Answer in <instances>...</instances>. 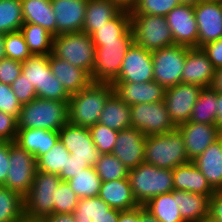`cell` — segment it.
<instances>
[{"mask_svg":"<svg viewBox=\"0 0 222 222\" xmlns=\"http://www.w3.org/2000/svg\"><path fill=\"white\" fill-rule=\"evenodd\" d=\"M79 197L71 189L66 181H62L57 187V196L54 203L53 214L73 213L76 209Z\"/></svg>","mask_w":222,"mask_h":222,"instance_id":"f6af8a7d","label":"cell"},{"mask_svg":"<svg viewBox=\"0 0 222 222\" xmlns=\"http://www.w3.org/2000/svg\"><path fill=\"white\" fill-rule=\"evenodd\" d=\"M22 74V62L4 58L0 61V82L6 85L12 83Z\"/></svg>","mask_w":222,"mask_h":222,"instance_id":"c3c4849f","label":"cell"},{"mask_svg":"<svg viewBox=\"0 0 222 222\" xmlns=\"http://www.w3.org/2000/svg\"><path fill=\"white\" fill-rule=\"evenodd\" d=\"M22 105L14 95L12 87L0 82V111L18 118Z\"/></svg>","mask_w":222,"mask_h":222,"instance_id":"bcb514c9","label":"cell"},{"mask_svg":"<svg viewBox=\"0 0 222 222\" xmlns=\"http://www.w3.org/2000/svg\"><path fill=\"white\" fill-rule=\"evenodd\" d=\"M22 74L34 86L38 98L69 101L70 95L52 74L49 55H31L22 63Z\"/></svg>","mask_w":222,"mask_h":222,"instance_id":"ba28073f","label":"cell"},{"mask_svg":"<svg viewBox=\"0 0 222 222\" xmlns=\"http://www.w3.org/2000/svg\"><path fill=\"white\" fill-rule=\"evenodd\" d=\"M87 167L90 166L86 161L76 159L72 154H70L69 158H67L66 167L62 169L58 176L62 181L67 182Z\"/></svg>","mask_w":222,"mask_h":222,"instance_id":"f907efd6","label":"cell"},{"mask_svg":"<svg viewBox=\"0 0 222 222\" xmlns=\"http://www.w3.org/2000/svg\"><path fill=\"white\" fill-rule=\"evenodd\" d=\"M120 210L110 208L109 215H98L94 222H117L119 219Z\"/></svg>","mask_w":222,"mask_h":222,"instance_id":"6f0895ef","label":"cell"},{"mask_svg":"<svg viewBox=\"0 0 222 222\" xmlns=\"http://www.w3.org/2000/svg\"><path fill=\"white\" fill-rule=\"evenodd\" d=\"M177 129L184 139L185 151L190 161L201 155L221 135L217 125L205 123L188 121L177 126Z\"/></svg>","mask_w":222,"mask_h":222,"instance_id":"d6986e66","label":"cell"},{"mask_svg":"<svg viewBox=\"0 0 222 222\" xmlns=\"http://www.w3.org/2000/svg\"><path fill=\"white\" fill-rule=\"evenodd\" d=\"M209 216L222 222V191H216L209 198Z\"/></svg>","mask_w":222,"mask_h":222,"instance_id":"db71d44e","label":"cell"},{"mask_svg":"<svg viewBox=\"0 0 222 222\" xmlns=\"http://www.w3.org/2000/svg\"><path fill=\"white\" fill-rule=\"evenodd\" d=\"M217 92L209 88H203L190 117V122L216 125Z\"/></svg>","mask_w":222,"mask_h":222,"instance_id":"e575fe53","label":"cell"},{"mask_svg":"<svg viewBox=\"0 0 222 222\" xmlns=\"http://www.w3.org/2000/svg\"><path fill=\"white\" fill-rule=\"evenodd\" d=\"M9 167V141H0V186L6 181Z\"/></svg>","mask_w":222,"mask_h":222,"instance_id":"f5cc1de1","label":"cell"},{"mask_svg":"<svg viewBox=\"0 0 222 222\" xmlns=\"http://www.w3.org/2000/svg\"><path fill=\"white\" fill-rule=\"evenodd\" d=\"M177 190L153 197L143 207L159 222H185L179 212Z\"/></svg>","mask_w":222,"mask_h":222,"instance_id":"1f68e13d","label":"cell"},{"mask_svg":"<svg viewBox=\"0 0 222 222\" xmlns=\"http://www.w3.org/2000/svg\"><path fill=\"white\" fill-rule=\"evenodd\" d=\"M113 92L112 84L92 82L78 93L70 95L68 122L88 128L95 125L99 121L105 102Z\"/></svg>","mask_w":222,"mask_h":222,"instance_id":"6da1fadb","label":"cell"},{"mask_svg":"<svg viewBox=\"0 0 222 222\" xmlns=\"http://www.w3.org/2000/svg\"><path fill=\"white\" fill-rule=\"evenodd\" d=\"M114 92L127 105L164 101L166 89L156 81L113 82Z\"/></svg>","mask_w":222,"mask_h":222,"instance_id":"44dd1931","label":"cell"},{"mask_svg":"<svg viewBox=\"0 0 222 222\" xmlns=\"http://www.w3.org/2000/svg\"><path fill=\"white\" fill-rule=\"evenodd\" d=\"M21 222H42V220H31L24 217Z\"/></svg>","mask_w":222,"mask_h":222,"instance_id":"003e7915","label":"cell"},{"mask_svg":"<svg viewBox=\"0 0 222 222\" xmlns=\"http://www.w3.org/2000/svg\"><path fill=\"white\" fill-rule=\"evenodd\" d=\"M62 182L57 174L37 171L28 193L23 197L24 217L42 220L53 214L57 187Z\"/></svg>","mask_w":222,"mask_h":222,"instance_id":"8992f818","label":"cell"},{"mask_svg":"<svg viewBox=\"0 0 222 222\" xmlns=\"http://www.w3.org/2000/svg\"><path fill=\"white\" fill-rule=\"evenodd\" d=\"M203 87L188 83H179L166 89L164 102L171 121L177 127L190 120Z\"/></svg>","mask_w":222,"mask_h":222,"instance_id":"4fadbf2b","label":"cell"},{"mask_svg":"<svg viewBox=\"0 0 222 222\" xmlns=\"http://www.w3.org/2000/svg\"><path fill=\"white\" fill-rule=\"evenodd\" d=\"M89 130L99 154H111L118 137V131L101 123L89 127Z\"/></svg>","mask_w":222,"mask_h":222,"instance_id":"b9f144b4","label":"cell"},{"mask_svg":"<svg viewBox=\"0 0 222 222\" xmlns=\"http://www.w3.org/2000/svg\"><path fill=\"white\" fill-rule=\"evenodd\" d=\"M58 133L60 141L74 158L86 161L89 166L94 167L100 154L88 127L75 126L68 122Z\"/></svg>","mask_w":222,"mask_h":222,"instance_id":"e0dca14e","label":"cell"},{"mask_svg":"<svg viewBox=\"0 0 222 222\" xmlns=\"http://www.w3.org/2000/svg\"><path fill=\"white\" fill-rule=\"evenodd\" d=\"M185 222H202L209 215V198L202 194L177 190V203Z\"/></svg>","mask_w":222,"mask_h":222,"instance_id":"4dcf8cb0","label":"cell"},{"mask_svg":"<svg viewBox=\"0 0 222 222\" xmlns=\"http://www.w3.org/2000/svg\"><path fill=\"white\" fill-rule=\"evenodd\" d=\"M17 131V118L0 111V141L15 142Z\"/></svg>","mask_w":222,"mask_h":222,"instance_id":"681fc988","label":"cell"},{"mask_svg":"<svg viewBox=\"0 0 222 222\" xmlns=\"http://www.w3.org/2000/svg\"><path fill=\"white\" fill-rule=\"evenodd\" d=\"M130 115V106L113 92L105 102L98 123L119 132L132 127Z\"/></svg>","mask_w":222,"mask_h":222,"instance_id":"f546056e","label":"cell"},{"mask_svg":"<svg viewBox=\"0 0 222 222\" xmlns=\"http://www.w3.org/2000/svg\"><path fill=\"white\" fill-rule=\"evenodd\" d=\"M131 125L145 136L164 134L177 127L171 121L164 101L130 106Z\"/></svg>","mask_w":222,"mask_h":222,"instance_id":"7c38bea8","label":"cell"},{"mask_svg":"<svg viewBox=\"0 0 222 222\" xmlns=\"http://www.w3.org/2000/svg\"><path fill=\"white\" fill-rule=\"evenodd\" d=\"M17 143L37 160L41 155L48 152L59 140L57 131L45 129H17Z\"/></svg>","mask_w":222,"mask_h":222,"instance_id":"4316f807","label":"cell"},{"mask_svg":"<svg viewBox=\"0 0 222 222\" xmlns=\"http://www.w3.org/2000/svg\"><path fill=\"white\" fill-rule=\"evenodd\" d=\"M140 222H159L143 206H140Z\"/></svg>","mask_w":222,"mask_h":222,"instance_id":"6125c7cd","label":"cell"},{"mask_svg":"<svg viewBox=\"0 0 222 222\" xmlns=\"http://www.w3.org/2000/svg\"><path fill=\"white\" fill-rule=\"evenodd\" d=\"M9 165L3 187L24 197L30 190L38 171L37 161L33 155L22 149L17 143L9 142Z\"/></svg>","mask_w":222,"mask_h":222,"instance_id":"30bf717a","label":"cell"},{"mask_svg":"<svg viewBox=\"0 0 222 222\" xmlns=\"http://www.w3.org/2000/svg\"><path fill=\"white\" fill-rule=\"evenodd\" d=\"M23 218V197L15 191L0 186V222H21Z\"/></svg>","mask_w":222,"mask_h":222,"instance_id":"d590c367","label":"cell"},{"mask_svg":"<svg viewBox=\"0 0 222 222\" xmlns=\"http://www.w3.org/2000/svg\"><path fill=\"white\" fill-rule=\"evenodd\" d=\"M131 28L130 11L122 10L106 25L99 27L91 38L95 45H104V42L118 41Z\"/></svg>","mask_w":222,"mask_h":222,"instance_id":"836d02e7","label":"cell"},{"mask_svg":"<svg viewBox=\"0 0 222 222\" xmlns=\"http://www.w3.org/2000/svg\"><path fill=\"white\" fill-rule=\"evenodd\" d=\"M172 174L174 190L202 194L208 198L216 192L192 161L175 167Z\"/></svg>","mask_w":222,"mask_h":222,"instance_id":"cb8c5ba5","label":"cell"},{"mask_svg":"<svg viewBox=\"0 0 222 222\" xmlns=\"http://www.w3.org/2000/svg\"><path fill=\"white\" fill-rule=\"evenodd\" d=\"M210 88L216 92H222V67L215 69V74Z\"/></svg>","mask_w":222,"mask_h":222,"instance_id":"680465c9","label":"cell"},{"mask_svg":"<svg viewBox=\"0 0 222 222\" xmlns=\"http://www.w3.org/2000/svg\"><path fill=\"white\" fill-rule=\"evenodd\" d=\"M117 4L122 10L131 11L137 0H111Z\"/></svg>","mask_w":222,"mask_h":222,"instance_id":"94428289","label":"cell"},{"mask_svg":"<svg viewBox=\"0 0 222 222\" xmlns=\"http://www.w3.org/2000/svg\"><path fill=\"white\" fill-rule=\"evenodd\" d=\"M201 0H179L180 4L196 5Z\"/></svg>","mask_w":222,"mask_h":222,"instance_id":"e7e4bbea","label":"cell"},{"mask_svg":"<svg viewBox=\"0 0 222 222\" xmlns=\"http://www.w3.org/2000/svg\"><path fill=\"white\" fill-rule=\"evenodd\" d=\"M215 68L201 48L187 47L181 83L209 88L212 84Z\"/></svg>","mask_w":222,"mask_h":222,"instance_id":"7402d4cb","label":"cell"},{"mask_svg":"<svg viewBox=\"0 0 222 222\" xmlns=\"http://www.w3.org/2000/svg\"><path fill=\"white\" fill-rule=\"evenodd\" d=\"M117 222H140V206L132 210L121 211Z\"/></svg>","mask_w":222,"mask_h":222,"instance_id":"11a10c76","label":"cell"},{"mask_svg":"<svg viewBox=\"0 0 222 222\" xmlns=\"http://www.w3.org/2000/svg\"><path fill=\"white\" fill-rule=\"evenodd\" d=\"M110 208L98 196L85 197L78 200L76 209L72 215L75 222H94L98 215H109Z\"/></svg>","mask_w":222,"mask_h":222,"instance_id":"ab89813d","label":"cell"},{"mask_svg":"<svg viewBox=\"0 0 222 222\" xmlns=\"http://www.w3.org/2000/svg\"><path fill=\"white\" fill-rule=\"evenodd\" d=\"M134 42L148 51L174 45L165 16L130 14Z\"/></svg>","mask_w":222,"mask_h":222,"instance_id":"9c48e42d","label":"cell"},{"mask_svg":"<svg viewBox=\"0 0 222 222\" xmlns=\"http://www.w3.org/2000/svg\"><path fill=\"white\" fill-rule=\"evenodd\" d=\"M134 42L132 27L118 40L95 45V63L91 73L93 83L112 84L118 77L124 56Z\"/></svg>","mask_w":222,"mask_h":222,"instance_id":"5b68a950","label":"cell"},{"mask_svg":"<svg viewBox=\"0 0 222 222\" xmlns=\"http://www.w3.org/2000/svg\"><path fill=\"white\" fill-rule=\"evenodd\" d=\"M202 222H220V221L215 220L214 218L208 215L202 220Z\"/></svg>","mask_w":222,"mask_h":222,"instance_id":"03108f58","label":"cell"},{"mask_svg":"<svg viewBox=\"0 0 222 222\" xmlns=\"http://www.w3.org/2000/svg\"><path fill=\"white\" fill-rule=\"evenodd\" d=\"M198 48L222 38V1L201 0L194 5Z\"/></svg>","mask_w":222,"mask_h":222,"instance_id":"9a60e30c","label":"cell"},{"mask_svg":"<svg viewBox=\"0 0 222 222\" xmlns=\"http://www.w3.org/2000/svg\"><path fill=\"white\" fill-rule=\"evenodd\" d=\"M189 161L184 139L177 128L164 134L146 136L145 163L157 168L174 169Z\"/></svg>","mask_w":222,"mask_h":222,"instance_id":"3957f363","label":"cell"},{"mask_svg":"<svg viewBox=\"0 0 222 222\" xmlns=\"http://www.w3.org/2000/svg\"><path fill=\"white\" fill-rule=\"evenodd\" d=\"M32 55L52 53L54 36L38 24L24 23L20 29Z\"/></svg>","mask_w":222,"mask_h":222,"instance_id":"d6a6232c","label":"cell"},{"mask_svg":"<svg viewBox=\"0 0 222 222\" xmlns=\"http://www.w3.org/2000/svg\"><path fill=\"white\" fill-rule=\"evenodd\" d=\"M67 182L80 199L98 196L102 181L95 168L90 166Z\"/></svg>","mask_w":222,"mask_h":222,"instance_id":"8d00e7d4","label":"cell"},{"mask_svg":"<svg viewBox=\"0 0 222 222\" xmlns=\"http://www.w3.org/2000/svg\"><path fill=\"white\" fill-rule=\"evenodd\" d=\"M42 222H75V220L72 213H59L43 218Z\"/></svg>","mask_w":222,"mask_h":222,"instance_id":"9f6ffc18","label":"cell"},{"mask_svg":"<svg viewBox=\"0 0 222 222\" xmlns=\"http://www.w3.org/2000/svg\"><path fill=\"white\" fill-rule=\"evenodd\" d=\"M95 48L91 36L85 32L62 33L53 38L52 54L84 69L91 76Z\"/></svg>","mask_w":222,"mask_h":222,"instance_id":"52a82bcc","label":"cell"},{"mask_svg":"<svg viewBox=\"0 0 222 222\" xmlns=\"http://www.w3.org/2000/svg\"><path fill=\"white\" fill-rule=\"evenodd\" d=\"M49 65L52 74L63 85L69 95L78 93L92 83L91 76L81 68L71 65L68 61L49 54Z\"/></svg>","mask_w":222,"mask_h":222,"instance_id":"603a6c76","label":"cell"},{"mask_svg":"<svg viewBox=\"0 0 222 222\" xmlns=\"http://www.w3.org/2000/svg\"><path fill=\"white\" fill-rule=\"evenodd\" d=\"M146 136L134 127L118 132L112 154L129 170L144 162Z\"/></svg>","mask_w":222,"mask_h":222,"instance_id":"ac0fdd59","label":"cell"},{"mask_svg":"<svg viewBox=\"0 0 222 222\" xmlns=\"http://www.w3.org/2000/svg\"><path fill=\"white\" fill-rule=\"evenodd\" d=\"M128 179L140 206H144L153 197L174 190L172 169L157 168L145 162L130 169Z\"/></svg>","mask_w":222,"mask_h":222,"instance_id":"277c9868","label":"cell"},{"mask_svg":"<svg viewBox=\"0 0 222 222\" xmlns=\"http://www.w3.org/2000/svg\"><path fill=\"white\" fill-rule=\"evenodd\" d=\"M186 54L187 47L177 44L152 51L154 81L165 89L181 83Z\"/></svg>","mask_w":222,"mask_h":222,"instance_id":"8fae6325","label":"cell"},{"mask_svg":"<svg viewBox=\"0 0 222 222\" xmlns=\"http://www.w3.org/2000/svg\"><path fill=\"white\" fill-rule=\"evenodd\" d=\"M121 11L122 9L111 0H88L82 32L91 36Z\"/></svg>","mask_w":222,"mask_h":222,"instance_id":"83f0119b","label":"cell"},{"mask_svg":"<svg viewBox=\"0 0 222 222\" xmlns=\"http://www.w3.org/2000/svg\"><path fill=\"white\" fill-rule=\"evenodd\" d=\"M174 44L198 48V26L193 5L180 4L166 16Z\"/></svg>","mask_w":222,"mask_h":222,"instance_id":"2e32d148","label":"cell"},{"mask_svg":"<svg viewBox=\"0 0 222 222\" xmlns=\"http://www.w3.org/2000/svg\"><path fill=\"white\" fill-rule=\"evenodd\" d=\"M215 69L222 67V38L201 47Z\"/></svg>","mask_w":222,"mask_h":222,"instance_id":"816d5d0a","label":"cell"},{"mask_svg":"<svg viewBox=\"0 0 222 222\" xmlns=\"http://www.w3.org/2000/svg\"><path fill=\"white\" fill-rule=\"evenodd\" d=\"M94 168L101 181L128 178L129 175V169L112 153L100 154Z\"/></svg>","mask_w":222,"mask_h":222,"instance_id":"60d3db41","label":"cell"},{"mask_svg":"<svg viewBox=\"0 0 222 222\" xmlns=\"http://www.w3.org/2000/svg\"><path fill=\"white\" fill-rule=\"evenodd\" d=\"M11 87L21 105L29 103L37 97L34 86L23 74L12 83Z\"/></svg>","mask_w":222,"mask_h":222,"instance_id":"7dc6e473","label":"cell"},{"mask_svg":"<svg viewBox=\"0 0 222 222\" xmlns=\"http://www.w3.org/2000/svg\"><path fill=\"white\" fill-rule=\"evenodd\" d=\"M69 156L70 152L59 139L48 152L36 160L37 169L45 173L59 175L62 169L66 167Z\"/></svg>","mask_w":222,"mask_h":222,"instance_id":"f35d334b","label":"cell"},{"mask_svg":"<svg viewBox=\"0 0 222 222\" xmlns=\"http://www.w3.org/2000/svg\"><path fill=\"white\" fill-rule=\"evenodd\" d=\"M68 123V102L36 97L23 104L17 118V129L59 131Z\"/></svg>","mask_w":222,"mask_h":222,"instance_id":"7a4b0ae2","label":"cell"},{"mask_svg":"<svg viewBox=\"0 0 222 222\" xmlns=\"http://www.w3.org/2000/svg\"><path fill=\"white\" fill-rule=\"evenodd\" d=\"M23 24L21 0H0V34L20 31Z\"/></svg>","mask_w":222,"mask_h":222,"instance_id":"74e56055","label":"cell"},{"mask_svg":"<svg viewBox=\"0 0 222 222\" xmlns=\"http://www.w3.org/2000/svg\"><path fill=\"white\" fill-rule=\"evenodd\" d=\"M217 115L216 125L220 133L222 134V92H217Z\"/></svg>","mask_w":222,"mask_h":222,"instance_id":"91938a15","label":"cell"},{"mask_svg":"<svg viewBox=\"0 0 222 222\" xmlns=\"http://www.w3.org/2000/svg\"><path fill=\"white\" fill-rule=\"evenodd\" d=\"M192 162L215 191H222V137L210 144Z\"/></svg>","mask_w":222,"mask_h":222,"instance_id":"d4e9b609","label":"cell"},{"mask_svg":"<svg viewBox=\"0 0 222 222\" xmlns=\"http://www.w3.org/2000/svg\"><path fill=\"white\" fill-rule=\"evenodd\" d=\"M6 58L5 53V35L0 34V61Z\"/></svg>","mask_w":222,"mask_h":222,"instance_id":"be15d7a7","label":"cell"},{"mask_svg":"<svg viewBox=\"0 0 222 222\" xmlns=\"http://www.w3.org/2000/svg\"><path fill=\"white\" fill-rule=\"evenodd\" d=\"M24 23L38 24L56 36V15L50 0H21Z\"/></svg>","mask_w":222,"mask_h":222,"instance_id":"f1b7e54d","label":"cell"},{"mask_svg":"<svg viewBox=\"0 0 222 222\" xmlns=\"http://www.w3.org/2000/svg\"><path fill=\"white\" fill-rule=\"evenodd\" d=\"M56 15V36L62 33L81 32L88 0H50Z\"/></svg>","mask_w":222,"mask_h":222,"instance_id":"ffe728a7","label":"cell"},{"mask_svg":"<svg viewBox=\"0 0 222 222\" xmlns=\"http://www.w3.org/2000/svg\"><path fill=\"white\" fill-rule=\"evenodd\" d=\"M5 53L6 58L22 63L32 55L21 31L5 34Z\"/></svg>","mask_w":222,"mask_h":222,"instance_id":"ee69618b","label":"cell"},{"mask_svg":"<svg viewBox=\"0 0 222 222\" xmlns=\"http://www.w3.org/2000/svg\"><path fill=\"white\" fill-rule=\"evenodd\" d=\"M152 52L135 42L128 48L114 82L144 83L154 81Z\"/></svg>","mask_w":222,"mask_h":222,"instance_id":"5bb4252c","label":"cell"},{"mask_svg":"<svg viewBox=\"0 0 222 222\" xmlns=\"http://www.w3.org/2000/svg\"><path fill=\"white\" fill-rule=\"evenodd\" d=\"M178 5L179 0H137L130 14L166 16Z\"/></svg>","mask_w":222,"mask_h":222,"instance_id":"7bdbcfd3","label":"cell"},{"mask_svg":"<svg viewBox=\"0 0 222 222\" xmlns=\"http://www.w3.org/2000/svg\"><path fill=\"white\" fill-rule=\"evenodd\" d=\"M98 197L108 206L120 211H128L139 207L128 178L102 181Z\"/></svg>","mask_w":222,"mask_h":222,"instance_id":"484cf974","label":"cell"}]
</instances>
